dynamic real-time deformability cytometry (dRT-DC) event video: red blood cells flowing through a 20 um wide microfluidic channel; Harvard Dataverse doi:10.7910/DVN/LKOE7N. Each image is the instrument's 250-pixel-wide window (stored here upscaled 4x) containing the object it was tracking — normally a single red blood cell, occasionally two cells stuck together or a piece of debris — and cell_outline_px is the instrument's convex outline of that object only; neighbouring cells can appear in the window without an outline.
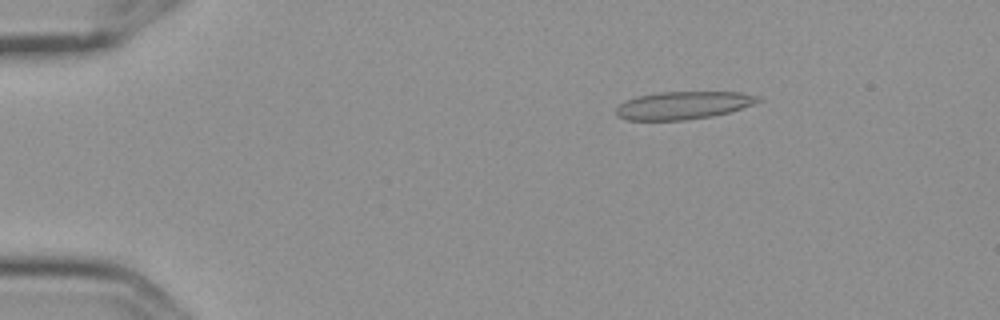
{"species": "Egyptian fruit bat (a non-hibernating species)", "species_latin": "Rousettus aegyptiacus", "temperature_condition": "cold", "stored_images_in_passage": 5, "camera_frame_rate_fps": 3000, "um_per_image_px": 0.085, "frame": {"image": 1, "passage_image": 3, "time_ms": 0.667, "image_size_px": [1000, 320], "cell_outline_px": [[764, 100], [728, 112], [712, 116], [684, 120], [628, 120], [616, 116], [616, 108], [620, 104], [636, 96], [660, 92], [740, 92], [760, 96]], "centroid_in_image_um": [58.08, 8.95], "position_along_channel_um": 26.9, "area_um2": 22.89}}